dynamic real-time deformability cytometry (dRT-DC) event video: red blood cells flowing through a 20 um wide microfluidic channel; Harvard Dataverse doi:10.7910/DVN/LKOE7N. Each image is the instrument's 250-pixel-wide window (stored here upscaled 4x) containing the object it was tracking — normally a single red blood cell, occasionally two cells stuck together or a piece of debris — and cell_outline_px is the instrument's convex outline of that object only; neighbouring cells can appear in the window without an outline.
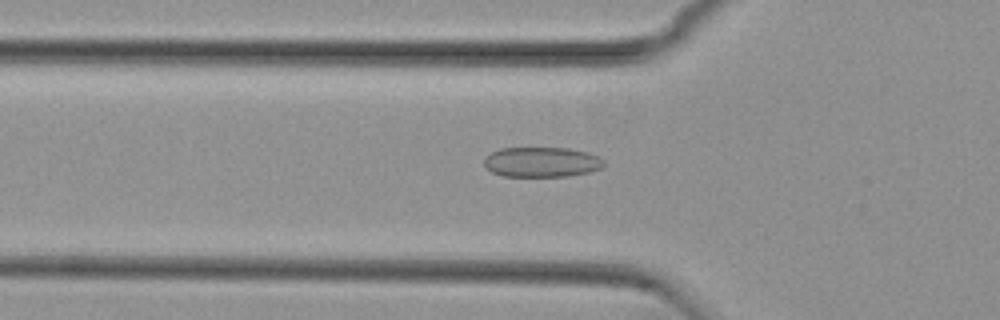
{"species": "common noctule bat (a hibernating species)", "species_latin": "Nyctalus noctula", "temperature_condition": "cold", "stored_images_in_passage": 54, "camera_frame_rate_fps": 3000, "um_per_image_px": 0.085, "animal": {"sex": "female", "body_mass_g": 29.2, "forearm_length_mm": 56.3}, "frame": {"image": 1, "passage_image": 18, "time_ms": 5.667, "image_size_px": [1000, 320], "cell_outline_px": [[604, 164], [600, 168], [588, 172], [568, 176], [504, 176], [492, 172], [484, 164], [484, 160], [492, 152], [500, 148], [568, 148], [588, 152], [600, 156], [604, 160]], "centroid_in_image_um": [46.07, 13.77], "position_along_channel_um": 79.7, "area_um2": 20.87}}
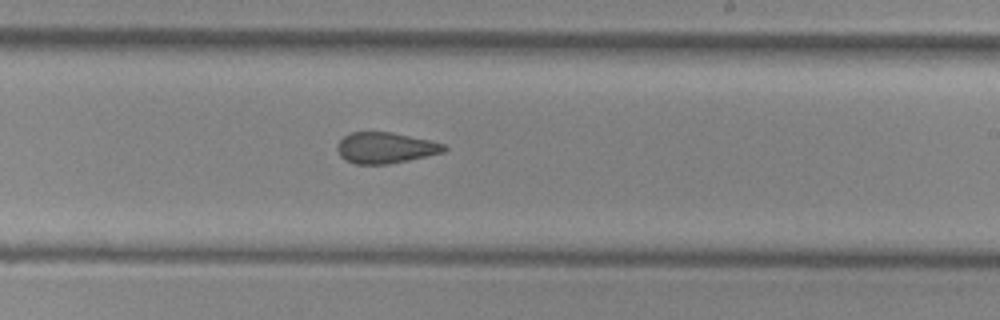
{"frame": {"image": 2, "passage_image": 32, "time_ms": 10.333, "image_size_px": [1000, 320], "cell_outline_px": [[448, 148], [444, 152], [408, 160], [388, 164], [356, 164], [344, 160], [340, 156], [336, 148], [336, 144], [344, 136], [352, 132], [392, 132], [428, 140], [444, 144]], "centroid_in_image_um": [32.72, 12.57], "position_along_channel_um": 256.3, "area_um2": 19.25}}
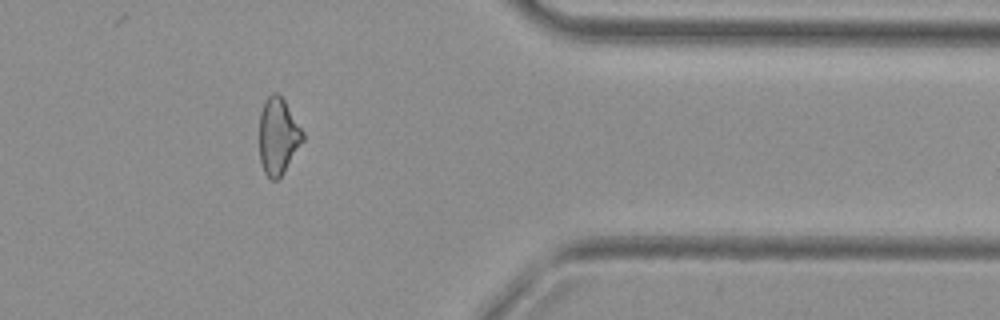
{"frame": {"image": 3, "passage_image": 44, "time_ms": 14.333, "image_size_px": [1000, 320], "cell_outline_px": [[304, 140], [284, 172], [276, 180], [272, 180], [264, 172], [260, 160], [260, 112], [268, 96], [272, 92], [276, 92], [284, 100], [304, 132]], "centroid_in_image_um": [23.65, 11.58], "position_along_channel_um": 387.8, "area_um2": 19.19}, "authors_computed_cell_mechanics": {"area_um2": 20.7502, "velocity_mm_per_s": 3.7677, "shape_relaxation_time_tau1_ms": null, "shape_relaxation_time_tau2_ms": 2.114, "deformation_change_tau1": null, "deformation_change_tau2": 0.09}}